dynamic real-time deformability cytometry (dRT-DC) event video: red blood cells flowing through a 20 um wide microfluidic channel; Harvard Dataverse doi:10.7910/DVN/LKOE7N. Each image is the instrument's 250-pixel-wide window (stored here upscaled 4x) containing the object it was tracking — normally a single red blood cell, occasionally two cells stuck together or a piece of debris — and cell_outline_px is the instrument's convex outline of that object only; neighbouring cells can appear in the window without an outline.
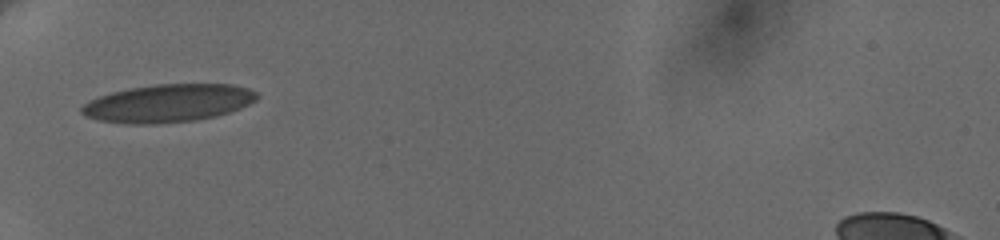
{"species": "human", "species_latin": "Homo sapiens", "temperature_condition": "cold", "stored_images_in_passage": 3, "camera_frame_rate_fps": 3000, "um_per_image_px": 0.085, "donor": {"sex": "female"}, "frame": {"image": 1, "passage_image": 1, "time_ms": 0.0, "image_size_px": [1000, 240], "cell_outline_px": [[260, 96], [256, 100], [240, 108], [216, 116], [196, 120], [152, 124], [136, 124], [100, 120], [84, 116], [80, 112], [80, 108], [88, 100], [112, 92], [128, 88], [156, 84], [232, 84], [248, 88], [256, 92]], "centroid_in_image_um": [14.29, 8.76], "position_along_channel_um": 70.7, "area_um2": 38.67}}
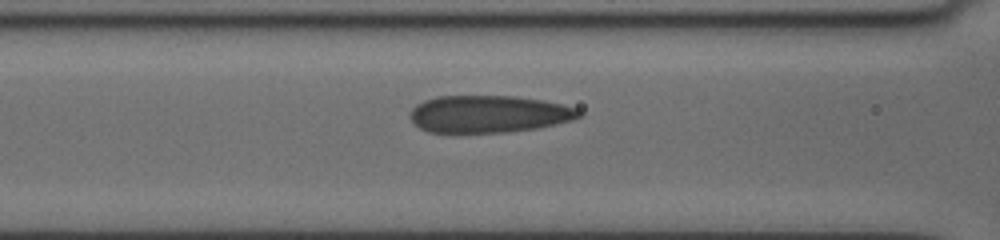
{"frame": {"image": 2, "passage_image": 3, "time_ms": 1.667, "image_size_px": [1000, 240], "cell_outline_px": [[584, 116], [572, 120], [556, 124], [536, 128], [504, 132], [428, 132], [420, 128], [408, 116], [408, 112], [416, 104], [424, 100], [436, 96], [516, 96], [540, 100], [580, 108], [584, 112]], "centroid_in_image_um": [41.55, 9.68], "position_along_channel_um": 125.0, "area_um2": 36.82}}